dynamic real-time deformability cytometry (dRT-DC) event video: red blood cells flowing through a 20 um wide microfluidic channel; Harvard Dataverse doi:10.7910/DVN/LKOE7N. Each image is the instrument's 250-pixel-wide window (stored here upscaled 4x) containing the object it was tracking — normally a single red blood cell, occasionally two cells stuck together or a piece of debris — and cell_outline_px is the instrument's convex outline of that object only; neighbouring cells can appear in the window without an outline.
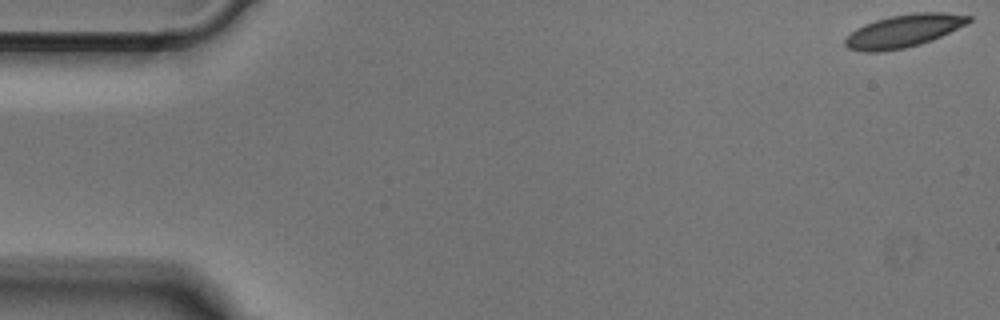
{"species": "Egyptian fruit bat (a non-hibernating species)", "species_latin": "Rousettus aegyptiacus", "temperature_condition": "cold", "stored_images_in_passage": 51, "camera_frame_rate_fps": 3000, "um_per_image_px": 0.085, "animal": {"sex": "male"}, "frame": {"image": 1, "passage_image": 1, "time_ms": 0.0, "image_size_px": [1000, 320], "cell_outline_px": [[972, 20], [968, 24], [932, 40], [920, 44], [904, 48], [880, 52], [864, 52], [848, 48], [844, 44], [844, 40], [856, 28], [864, 24], [876, 20], [892, 16], [916, 12], [944, 12], [972, 16]], "centroid_in_image_um": [76.84, 2.63], "position_along_channel_um": 8.2, "area_um2": 23.58}}
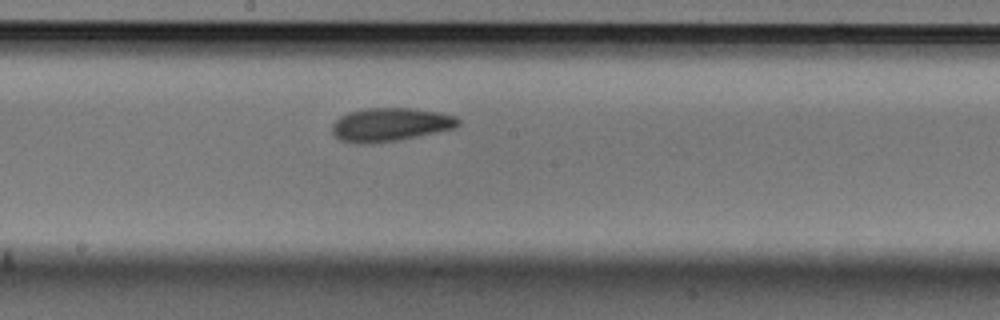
{"frame": {"image": 2, "passage_image": 27, "time_ms": 8.667, "image_size_px": [1000, 320], "cell_outline_px": [[460, 124], [456, 128], [400, 140], [372, 144], [364, 144], [340, 140], [332, 132], [332, 124], [340, 116], [348, 112], [368, 108], [412, 108], [440, 112], [456, 116], [460, 120]], "centroid_in_image_um": [33.2, 10.59], "position_along_channel_um": 215.0, "area_um2": 24.8}}
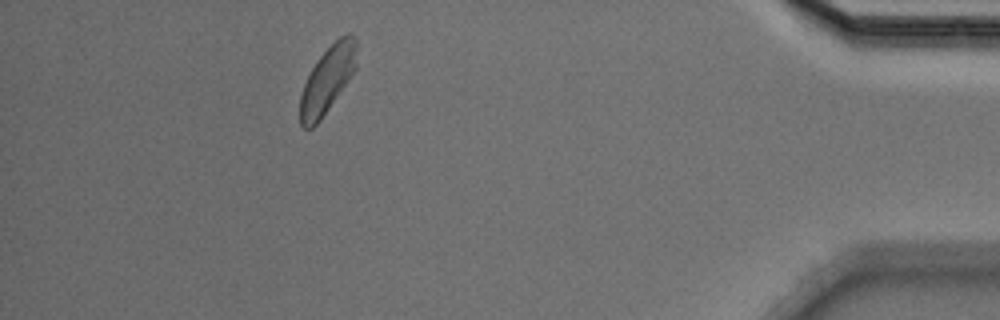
{"frame": {"image": 3, "passage_image": 46, "time_ms": 15.0, "image_size_px": [1000, 320], "cell_outline_px": [[356, 68], [348, 80], [320, 120], [312, 128], [304, 128], [300, 124], [300, 96], [304, 84], [316, 60], [340, 36], [348, 32], [352, 32], [356, 36]], "centroid_in_image_um": [27.84, 6.74], "position_along_channel_um": 407.4, "area_um2": 21.68}}